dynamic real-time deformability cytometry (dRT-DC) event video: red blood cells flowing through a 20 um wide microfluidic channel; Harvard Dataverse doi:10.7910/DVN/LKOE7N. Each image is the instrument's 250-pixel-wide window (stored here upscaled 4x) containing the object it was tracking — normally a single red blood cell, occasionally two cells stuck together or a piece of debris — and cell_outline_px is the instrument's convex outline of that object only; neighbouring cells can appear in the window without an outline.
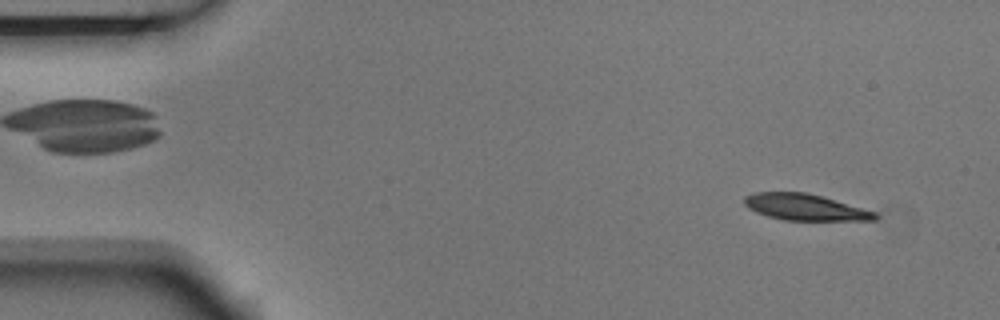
{"species": "Egyptian fruit bat (a non-hibernating species)", "species_latin": "Rousettus aegyptiacus", "temperature_condition": "room temperature", "stored_images_in_passage": 5, "segment_of_instrument_passage": [1, 2], "camera_frame_rate_fps": 3000, "um_per_image_px": 0.085, "animal": {"sex": "male"}, "frame": {"image": 1, "passage_image": 1, "time_ms": 0.0, "image_size_px": [1000, 320], "cell_outline_px": [[880, 216], [876, 220], [784, 220], [768, 216], [756, 212], [748, 208], [744, 204], [744, 196], [752, 192], [804, 192], [820, 196], [876, 212]], "centroid_in_image_um": [68.39, 17.61], "position_along_channel_um": 16.6, "area_um2": 19.88}}